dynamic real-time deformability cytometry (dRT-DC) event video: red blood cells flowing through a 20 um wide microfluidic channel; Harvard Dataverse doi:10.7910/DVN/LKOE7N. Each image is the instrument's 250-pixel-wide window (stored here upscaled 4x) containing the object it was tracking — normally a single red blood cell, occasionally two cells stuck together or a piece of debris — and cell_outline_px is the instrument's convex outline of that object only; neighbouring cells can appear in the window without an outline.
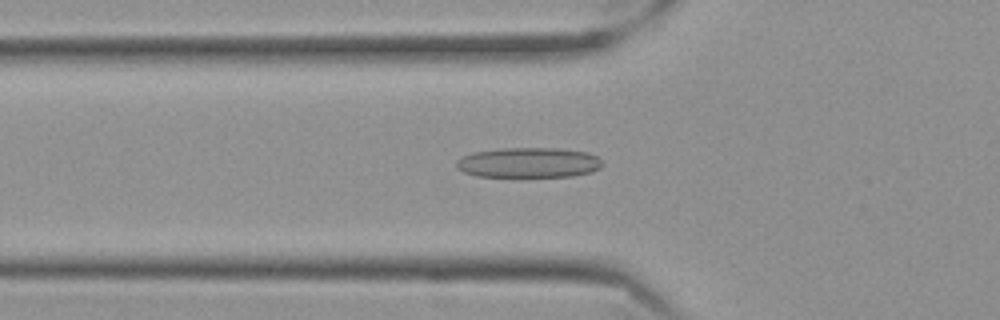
{"species": "Egyptian fruit bat (a non-hibernating species)", "species_latin": "Rousettus aegyptiacus", "temperature_condition": "cold", "stored_images_in_passage": 59, "camera_frame_rate_fps": 3000, "um_per_image_px": 0.085, "frame": {"image": 1, "passage_image": 21, "time_ms": 6.667, "image_size_px": [1000, 320], "cell_outline_px": [[604, 164], [600, 168], [592, 172], [572, 176], [476, 176], [464, 172], [456, 168], [456, 160], [472, 152], [504, 148], [556, 148], [588, 152], [596, 156]], "centroid_in_image_um": [44.94, 13.82], "position_along_channel_um": 80.9, "area_um2": 25.61}}
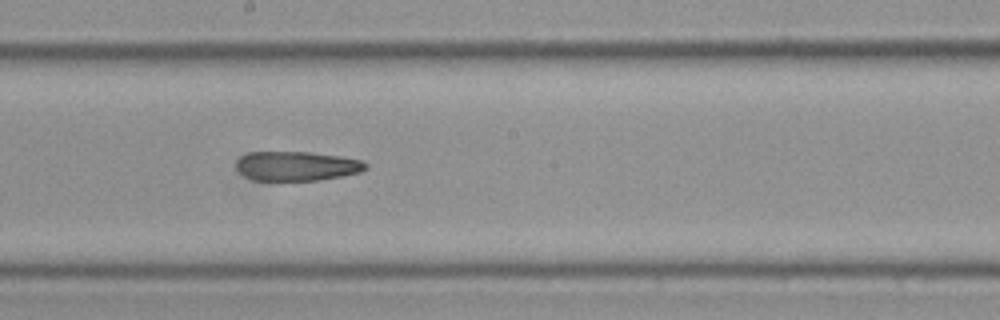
{"frame": {"image": 2, "passage_image": 33, "time_ms": 10.667, "image_size_px": [1000, 320], "cell_outline_px": [[368, 168], [360, 172], [340, 176], [316, 180], [252, 180], [244, 176], [236, 168], [236, 160], [240, 156], [248, 152], [308, 152], [340, 156], [360, 160], [368, 164]], "centroid_in_image_um": [25.18, 14.11], "position_along_channel_um": 223.0, "area_um2": 22.14}}
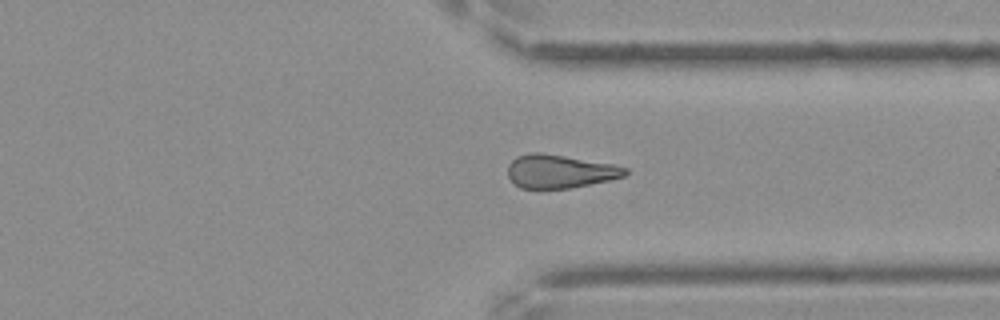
{"frame": {"image": 3, "passage_image": 45, "time_ms": 14.667, "image_size_px": [1000, 320], "cell_outline_px": [[628, 172], [624, 176], [608, 180], [572, 188], [520, 188], [508, 176], [508, 164], [516, 156], [532, 152], [540, 152], [612, 164], [628, 168]], "centroid_in_image_um": [47.57, 14.56], "position_along_channel_um": 363.8, "area_um2": 22.66}}